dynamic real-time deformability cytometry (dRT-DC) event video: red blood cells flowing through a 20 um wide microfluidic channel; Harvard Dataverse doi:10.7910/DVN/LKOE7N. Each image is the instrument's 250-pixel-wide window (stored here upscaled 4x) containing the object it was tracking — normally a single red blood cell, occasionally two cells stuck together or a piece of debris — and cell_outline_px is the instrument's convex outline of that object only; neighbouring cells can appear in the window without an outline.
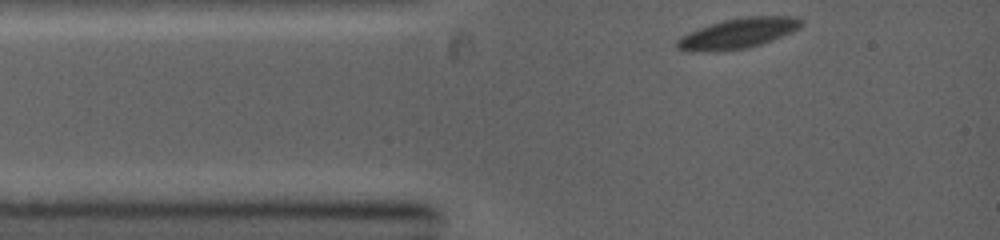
{"species": "common noctule bat (a hibernating species)", "species_latin": "Nyctalus noctula", "temperature_condition": "warm", "stored_images_in_passage": 28, "camera_frame_rate_fps": 5000, "um_per_image_px": 0.085, "animal": {"sex": "female", "body_mass_g": 19.0, "forearm_length_mm": 53.3}, "frame": {"image": 1, "passage_image": 1, "time_ms": 0.0, "image_size_px": [1000, 240], "cell_outline_px": [[804, 24], [800, 28], [792, 32], [772, 40], [748, 48], [716, 52], [688, 52], [676, 48], [676, 40], [680, 36], [688, 32], [724, 20], [748, 16], [796, 16], [804, 20]], "centroid_in_image_um": [62.73, 2.85], "position_along_channel_um": 22.3, "area_um2": 22.2}}
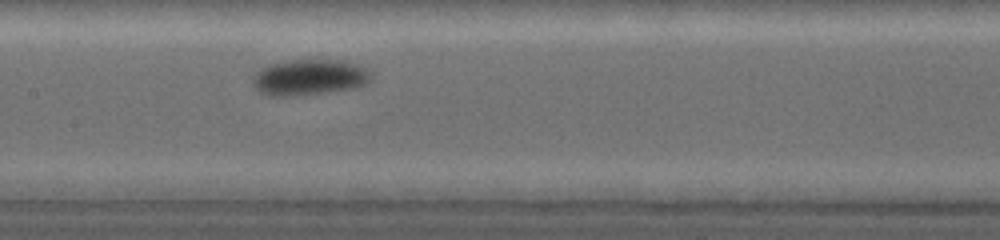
{"frame": {"image": 2, "passage_image": 13, "time_ms": 4.2, "image_size_px": [1000, 240], "cell_outline_px": [[368, 80], [364, 84], [356, 88], [296, 96], [268, 96], [260, 92], [252, 84], [252, 76], [260, 68], [268, 64], [292, 60], [340, 60], [360, 64], [368, 72]], "centroid_in_image_um": [26.22, 6.57], "position_along_channel_um": 181.2, "area_um2": 24.74}}
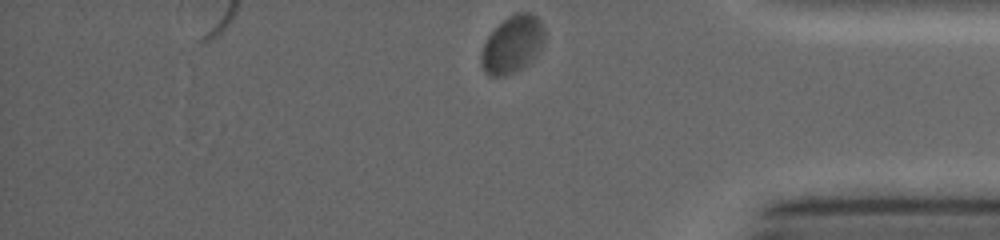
{"frame": {"image": 3, "passage_image": 28, "time_ms": 9.4, "image_size_px": [1000, 240], "cell_outline_px": [[544, 36], [540, 48], [536, 56], [520, 68], [504, 76], [488, 76], [484, 72], [480, 64], [480, 52], [488, 36], [508, 16], [516, 12], [532, 12], [540, 20], [544, 28]], "centroid_in_image_um": [43.52, 3.77], "position_along_channel_um": 391.7, "area_um2": 20.98}}